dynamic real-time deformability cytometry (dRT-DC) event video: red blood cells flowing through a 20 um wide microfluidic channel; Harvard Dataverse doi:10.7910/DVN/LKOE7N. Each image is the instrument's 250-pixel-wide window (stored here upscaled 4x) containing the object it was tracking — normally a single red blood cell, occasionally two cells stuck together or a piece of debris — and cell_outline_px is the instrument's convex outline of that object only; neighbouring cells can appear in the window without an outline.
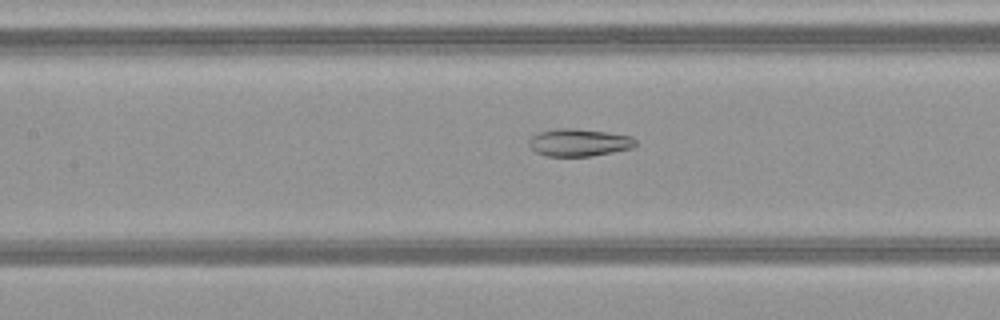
{"species": "common noctule bat (a hibernating species)", "species_latin": "Nyctalus noctula", "temperature_condition": "warm", "stored_images_in_passage": 36, "camera_frame_rate_fps": 3000, "um_per_image_px": 0.085, "animal": {"sex": "female", "body_mass_g": 21.9}, "frame": {"image": 1, "passage_image": 9, "time_ms": 2.667, "image_size_px": [1000, 320], "cell_outline_px": [[636, 144], [632, 148], [592, 156], [548, 156], [536, 152], [528, 144], [528, 140], [532, 136], [540, 132], [556, 128], [576, 128], [632, 136], [636, 140]], "centroid_in_image_um": [49.21, 12.11], "position_along_channel_um": 158.2, "area_um2": 16.99}}
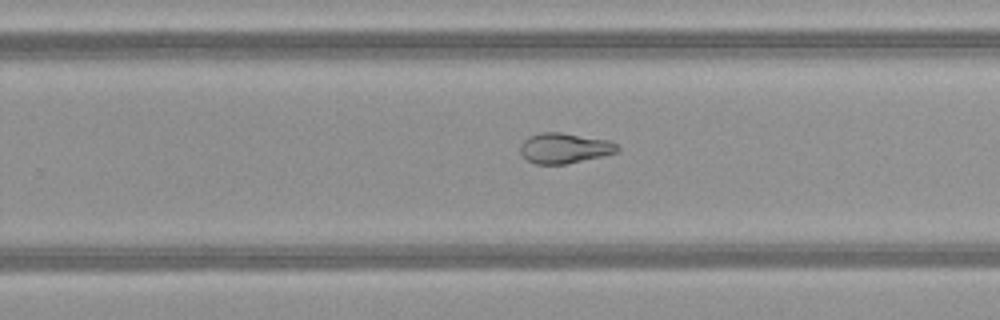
{"frame": {"image": 2, "passage_image": 18, "time_ms": 5.667, "image_size_px": [1000, 320], "cell_outline_px": [[620, 152], [564, 164], [536, 164], [528, 160], [520, 152], [520, 144], [528, 136], [540, 132], [560, 132], [612, 140], [620, 148]], "centroid_in_image_um": [48.0, 12.57], "position_along_channel_um": 281.8, "area_um2": 17.28}}
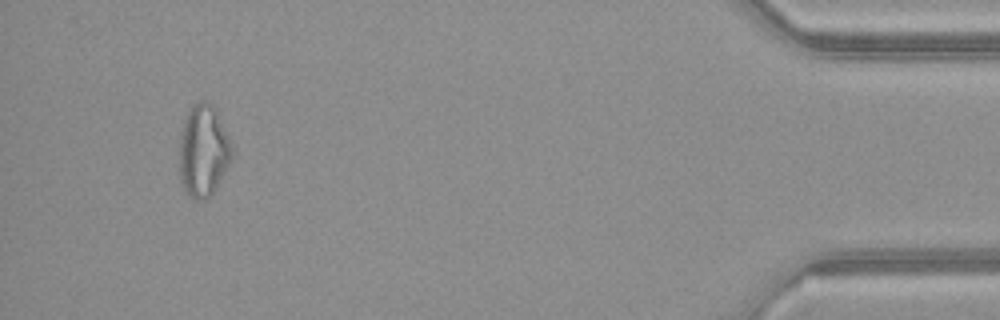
{"frame": {"image": 3, "passage_image": 33, "time_ms": 10.667, "image_size_px": [1000, 320], "cell_outline_px": [[232, 160], [212, 192], [204, 200], [196, 200], [188, 196], [180, 180], [180, 132], [184, 120], [188, 112], [200, 100], [204, 100], [212, 104], [216, 108], [232, 144]], "centroid_in_image_um": [17.29, 12.8], "position_along_channel_um": 417.9, "area_um2": 28.03}, "authors_computed_cell_mechanics": {"area_um2": 19.2763, "velocity_mm_per_s": 4.1385, "shape_relaxation_time_tau1_ms": null, "shape_relaxation_time_tau2_ms": 2.8783, "deformation_change_tau1": null, "deformation_change_tau2": 0.0936}}